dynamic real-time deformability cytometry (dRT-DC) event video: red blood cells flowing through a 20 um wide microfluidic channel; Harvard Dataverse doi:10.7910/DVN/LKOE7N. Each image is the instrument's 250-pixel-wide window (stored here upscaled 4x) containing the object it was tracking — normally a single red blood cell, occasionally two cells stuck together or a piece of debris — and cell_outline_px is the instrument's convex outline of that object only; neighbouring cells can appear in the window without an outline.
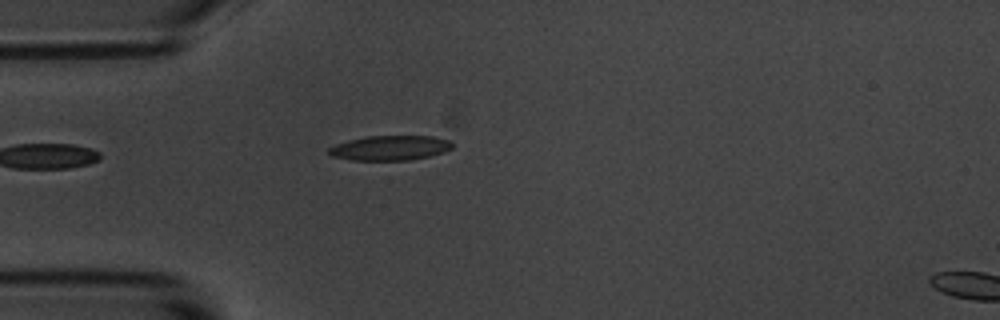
{"species": "common noctule bat (a hibernating species)", "species_latin": "Nyctalus noctula", "temperature_condition": "room temperature", "stored_images_in_passage": 3, "segment_of_instrument_passage": [1, 2], "camera_frame_rate_fps": 3000, "um_per_image_px": 0.085, "animal": {"sex": "male", "body_mass_g": 20.1, "forearm_length_mm": 53.5}, "frame": {"image": 1, "passage_image": 2, "time_ms": 2.0, "image_size_px": [1000, 320], "cell_outline_px": [[452, 148], [444, 152], [428, 156], [408, 160], [352, 160], [332, 156], [328, 152], [328, 148], [336, 144], [348, 140], [368, 136], [432, 136], [448, 140], [452, 144]], "centroid_in_image_um": [33.13, 12.57], "position_along_channel_um": 51.9, "area_um2": 17.69}}